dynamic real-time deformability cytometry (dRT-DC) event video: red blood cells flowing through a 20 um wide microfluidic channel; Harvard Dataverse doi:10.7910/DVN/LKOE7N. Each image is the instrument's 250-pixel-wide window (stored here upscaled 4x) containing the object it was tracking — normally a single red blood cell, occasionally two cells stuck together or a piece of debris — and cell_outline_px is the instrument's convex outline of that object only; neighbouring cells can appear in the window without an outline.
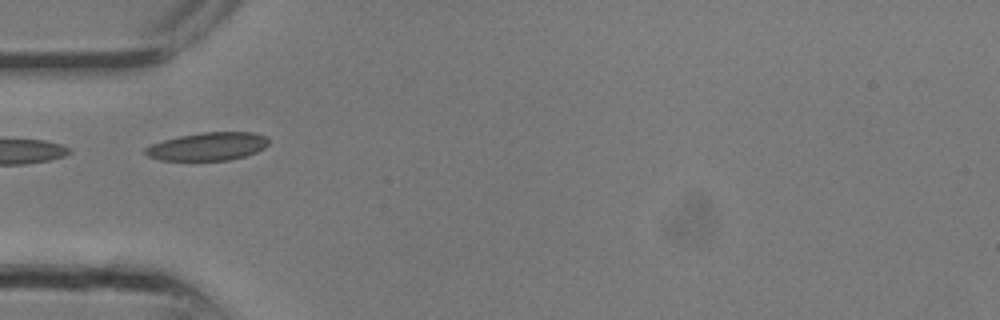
{"species": "common noctule bat (a hibernating species)", "species_latin": "Nyctalus noctula", "temperature_condition": "room temperature", "stored_images_in_passage": 15, "camera_frame_rate_fps": 3000, "um_per_image_px": 0.085, "animal": {"sex": "male", "body_mass_g": 13.3}, "frame": {"image": 1, "passage_image": 9, "time_ms": 2.667, "image_size_px": [1000, 320], "cell_outline_px": [[268, 144], [264, 148], [256, 152], [244, 156], [228, 160], [160, 160], [148, 156], [144, 152], [144, 148], [152, 144], [164, 140], [180, 136], [204, 132], [252, 132], [264, 136], [268, 140]], "centroid_in_image_um": [17.65, 12.45], "position_along_channel_um": 67.3, "area_um2": 19.94}}
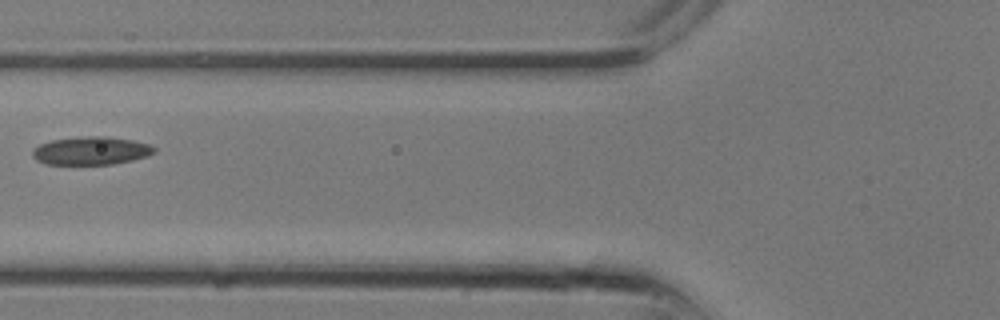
{"frame": {"image": 2, "passage_image": 11, "time_ms": 3.333, "image_size_px": [1000, 320], "cell_outline_px": [[156, 152], [148, 156], [132, 160], [112, 164], [44, 164], [36, 160], [32, 156], [32, 148], [40, 144], [52, 140], [88, 136], [104, 136], [132, 140], [148, 144], [156, 148]], "centroid_in_image_um": [7.73, 12.82], "position_along_channel_um": 118.1, "area_um2": 19.94}}
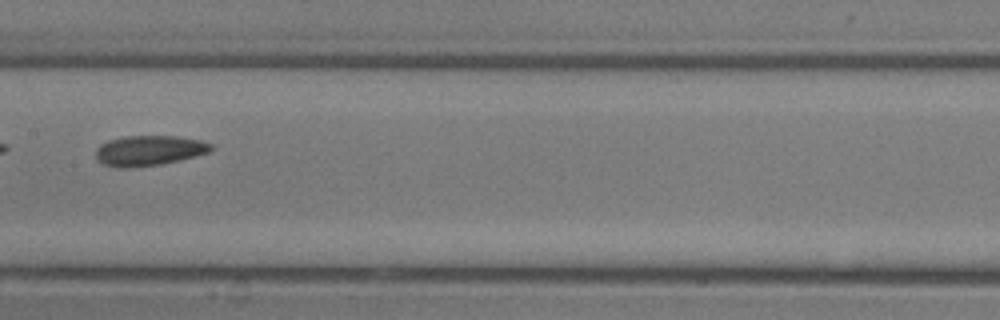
{"frame": {"image": 3, "passage_image": 14, "time_ms": 4.333, "image_size_px": [1000, 320], "cell_outline_px": [[212, 148], [208, 152], [180, 160], [160, 164], [128, 168], [116, 168], [104, 164], [96, 156], [96, 148], [100, 144], [108, 140], [128, 136], [176, 136], [200, 140], [212, 144]], "centroid_in_image_um": [12.65, 12.79], "position_along_channel_um": 194.8, "area_um2": 20.11}}